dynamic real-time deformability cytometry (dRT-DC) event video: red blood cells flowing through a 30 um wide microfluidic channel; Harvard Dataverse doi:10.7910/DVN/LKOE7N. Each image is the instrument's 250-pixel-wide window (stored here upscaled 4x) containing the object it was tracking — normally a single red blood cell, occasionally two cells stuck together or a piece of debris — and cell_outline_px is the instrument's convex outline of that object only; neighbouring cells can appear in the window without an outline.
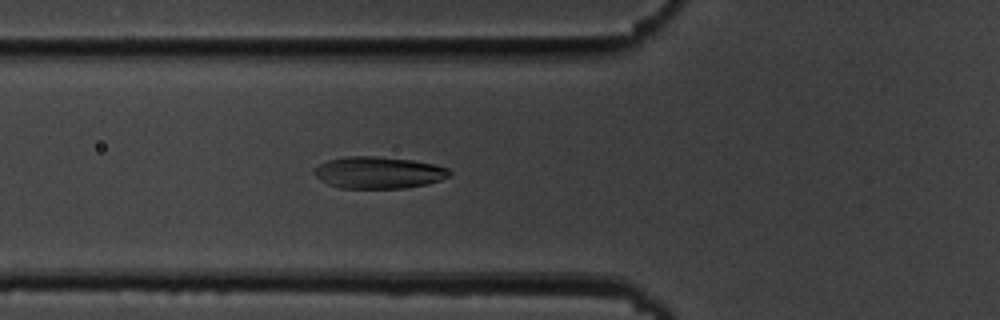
{"species": "common noctule bat (a hibernating species)", "species_latin": "Nyctalus noctula", "temperature_condition": "cold", "stored_images_in_passage": 49, "camera_frame_rate_fps": 3000, "um_per_image_px": 0.085, "animal": {"sex": "male", "body_mass_g": 19.5, "forearm_length_mm": 54.6}, "frame": {"image": 1, "passage_image": 14, "time_ms": 4.333, "image_size_px": [1000, 320], "cell_outline_px": [[452, 176], [428, 184], [404, 188], [340, 188], [328, 184], [320, 180], [312, 172], [312, 168], [328, 160], [344, 156], [376, 156], [412, 160], [432, 164], [448, 168], [452, 172]], "centroid_in_image_um": [32.16, 14.67], "position_along_channel_um": 93.6, "area_um2": 25.32}}
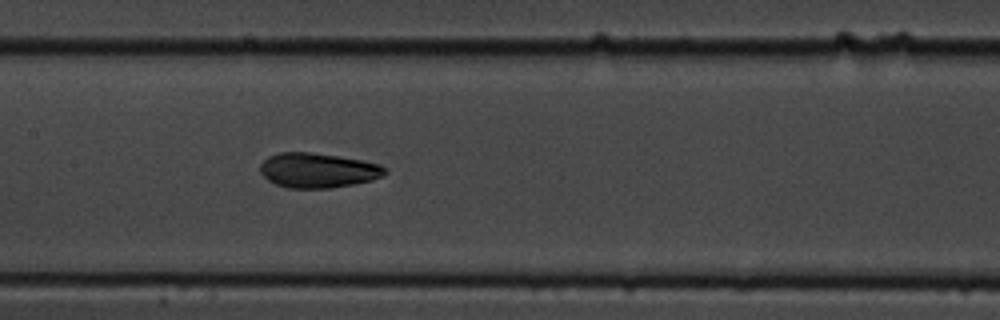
{"frame": {"image": 2, "passage_image": 21, "time_ms": 6.667, "image_size_px": [1000, 320], "cell_outline_px": [[388, 172], [384, 176], [372, 180], [352, 184], [328, 188], [288, 188], [276, 184], [268, 180], [260, 172], [260, 164], [268, 156], [280, 152], [308, 152], [364, 160], [380, 164]], "centroid_in_image_um": [27.02, 14.48], "position_along_channel_um": 180.4, "area_um2": 25.26}}
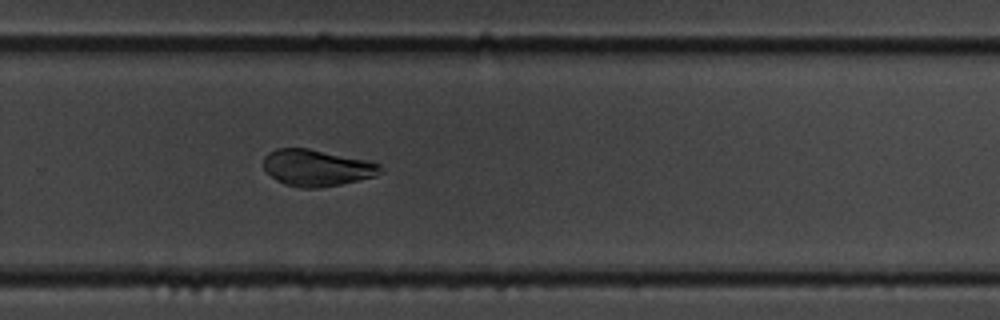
{"frame": {"image": 3, "passage_image": 31, "time_ms": 10.0, "image_size_px": [1000, 320], "cell_outline_px": [[384, 172], [376, 176], [340, 184], [320, 188], [300, 188], [284, 184], [276, 180], [264, 168], [264, 156], [268, 152], [276, 148], [308, 148], [368, 160], [380, 164]], "centroid_in_image_um": [26.94, 14.26], "position_along_channel_um": 302.9, "area_um2": 25.03}, "authors_computed_cell_mechanics": {"area_um2": 26.3568, "velocity_mm_per_s": 3.6934, "shape_relaxation_time_tau1_ms": 3.5544, "shape_relaxation_time_tau2_ms": 1.6266, "deformation_change_tau1": 0.1017, "deformation_change_tau2": 0.0595}}